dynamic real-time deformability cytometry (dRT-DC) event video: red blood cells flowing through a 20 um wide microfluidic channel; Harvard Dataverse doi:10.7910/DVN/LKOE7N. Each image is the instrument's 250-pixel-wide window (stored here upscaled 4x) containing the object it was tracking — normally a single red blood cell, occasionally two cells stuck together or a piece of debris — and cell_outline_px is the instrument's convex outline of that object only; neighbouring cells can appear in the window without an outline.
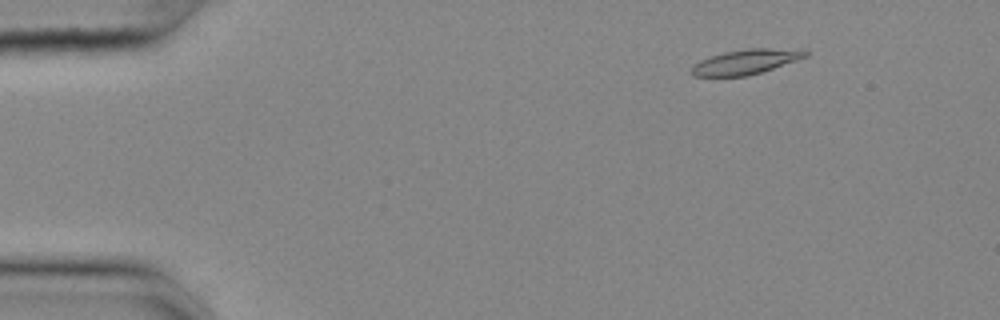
{"species": "common noctule bat (a hibernating species)", "species_latin": "Nyctalus noctula", "temperature_condition": "cold", "stored_images_in_passage": 56, "camera_frame_rate_fps": 3000, "um_per_image_px": 0.085, "animal": {"sex": "female", "body_mass_g": 25.1}, "frame": {"image": 1, "passage_image": 8, "time_ms": 2.333, "image_size_px": [1000, 320], "cell_outline_px": [[808, 56], [748, 76], [692, 76], [688, 72], [700, 60], [724, 52], [748, 48], [804, 48], [808, 52]], "centroid_in_image_um": [63.43, 5.24], "position_along_channel_um": 21.6, "area_um2": 16.53}}
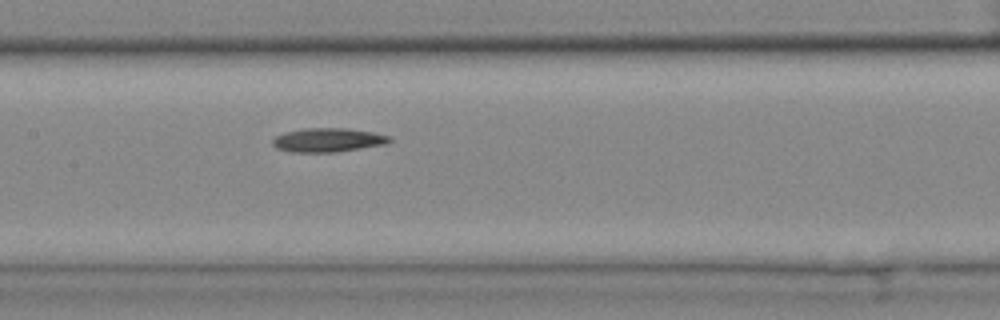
{"frame": {"image": 2, "passage_image": 28, "time_ms": 9.0, "image_size_px": [1000, 320], "cell_outline_px": [[392, 140], [388, 144], [336, 152], [288, 152], [276, 148], [272, 144], [272, 140], [276, 136], [284, 132], [304, 128], [348, 128], [372, 132], [392, 136]], "centroid_in_image_um": [27.89, 11.9], "position_along_channel_um": 179.5, "area_um2": 16.53}}
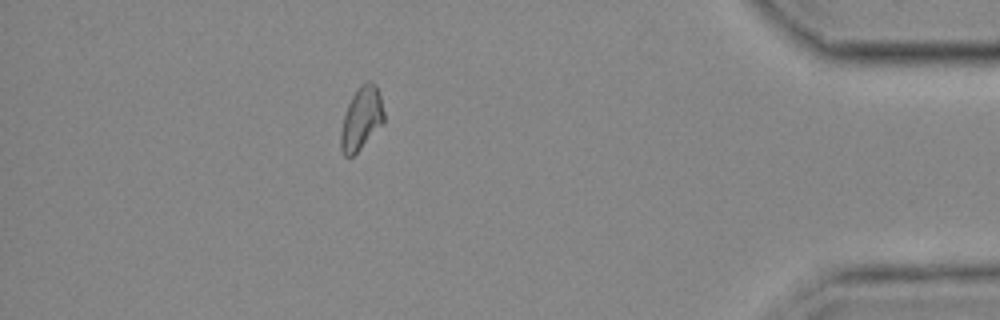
{"frame": {"image": 3, "passage_image": 50, "time_ms": 16.333, "image_size_px": [1000, 320], "cell_outline_px": [[384, 124], [352, 156], [344, 156], [340, 152], [340, 132], [344, 116], [348, 104], [352, 96], [360, 84], [368, 80], [372, 80], [376, 84], [380, 96], [384, 112]], "centroid_in_image_um": [30.72, 10.06], "position_along_channel_um": 404.5, "area_um2": 15.95}, "authors_computed_cell_mechanics": {"area_um2": 16.2129, "velocity_mm_per_s": 3.6646, "shape_relaxation_time_tau1_ms": 7.5926, "shape_relaxation_time_tau2_ms": 10.6603, "deformation_change_tau1": 0.1588, "deformation_change_tau2": 0.1948}}